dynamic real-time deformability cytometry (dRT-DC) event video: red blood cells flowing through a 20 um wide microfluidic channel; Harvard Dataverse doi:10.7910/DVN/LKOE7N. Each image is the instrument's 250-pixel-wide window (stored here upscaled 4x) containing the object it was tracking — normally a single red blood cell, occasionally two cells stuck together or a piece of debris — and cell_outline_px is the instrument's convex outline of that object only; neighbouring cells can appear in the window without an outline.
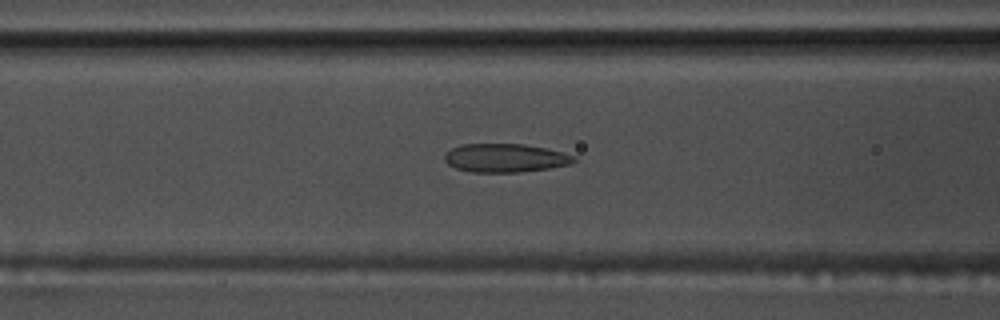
{"species": "common noctule bat (a hibernating species)", "species_latin": "Nyctalus noctula", "temperature_condition": "warm", "stored_images_in_passage": 47, "camera_frame_rate_fps": 3000, "um_per_image_px": 0.085, "animal": {"sex": "male", "body_mass_g": 17.5, "forearm_length_mm": 52.3}, "frame": {"image": 1, "passage_image": 14, "time_ms": 4.333, "image_size_px": [1000, 320], "cell_outline_px": [[576, 160], [572, 164], [548, 168], [520, 172], [472, 172], [456, 168], [448, 164], [444, 160], [444, 156], [452, 148], [460, 144], [524, 144], [544, 148], [576, 156]], "centroid_in_image_um": [42.94, 13.43], "position_along_channel_um": 123.7, "area_um2": 21.39}}
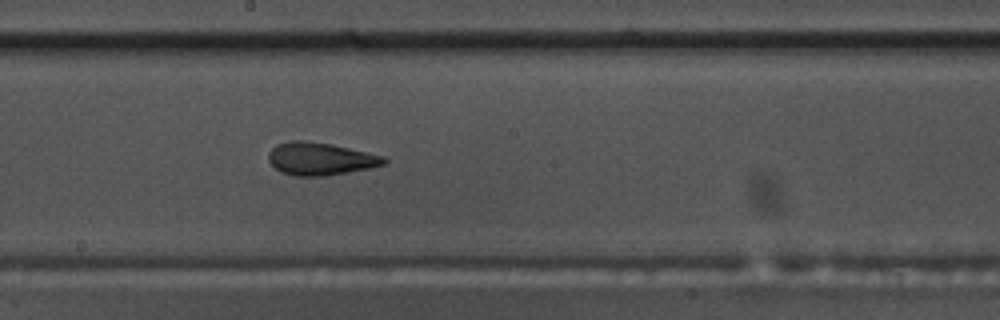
{"frame": {"image": 2, "passage_image": 22, "time_ms": 7.0, "image_size_px": [1000, 320], "cell_outline_px": [[388, 160], [384, 164], [368, 168], [348, 172], [324, 176], [296, 176], [280, 172], [268, 160], [268, 152], [276, 144], [292, 140], [304, 140], [332, 144], [384, 156]], "centroid_in_image_um": [27.2, 13.49], "position_along_channel_um": 221.0, "area_um2": 21.96}}
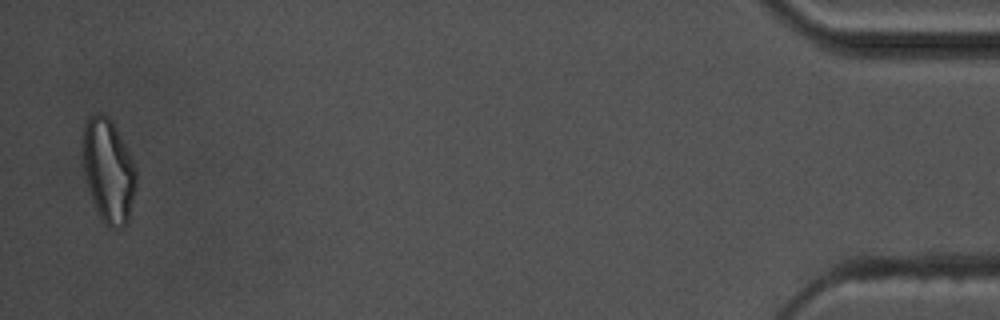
{"frame": {"image": 3, "passage_image": 46, "time_ms": 15.0, "image_size_px": [1000, 320], "cell_outline_px": [[136, 184], [128, 220], [124, 228], [108, 228], [104, 224], [96, 208], [84, 172], [80, 152], [84, 120], [88, 116], [96, 112], [100, 112], [108, 116], [112, 120], [136, 168]], "centroid_in_image_um": [9.17, 14.45], "position_along_channel_um": 426.0, "area_um2": 32.54}, "authors_computed_cell_mechanics": {"area_um2": 22.7154, "velocity_mm_per_s": 3.6638, "shape_relaxation_time_tau1_ms": null, "shape_relaxation_time_tau2_ms": 2.0534, "deformation_change_tau1": null, "deformation_change_tau2": 0.1075}}